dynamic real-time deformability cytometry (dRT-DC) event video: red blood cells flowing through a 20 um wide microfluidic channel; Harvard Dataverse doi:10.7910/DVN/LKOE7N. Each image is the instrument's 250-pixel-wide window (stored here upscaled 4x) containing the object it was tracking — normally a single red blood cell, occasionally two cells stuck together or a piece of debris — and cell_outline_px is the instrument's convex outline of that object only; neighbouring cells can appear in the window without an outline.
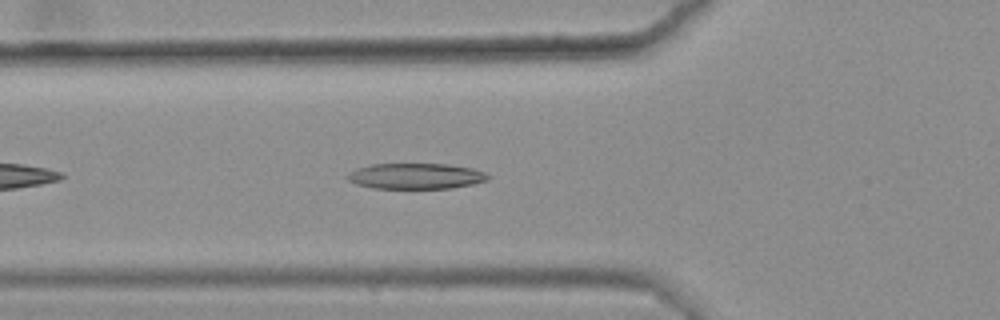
{"species": "common noctule bat (a hibernating species)", "species_latin": "Nyctalus noctula", "temperature_condition": "warm", "stored_images_in_passage": 9, "camera_frame_rate_fps": 3000, "um_per_image_px": 0.085, "animal": {"sex": "female", "body_mass_g": 25.1}, "frame": {"image": 1, "passage_image": 6, "time_ms": 1.667, "image_size_px": [1000, 320], "cell_outline_px": [[488, 180], [472, 184], [452, 188], [372, 188], [356, 184], [348, 180], [344, 176], [348, 172], [356, 168], [372, 164], [448, 164], [472, 168], [484, 172], [488, 176]], "centroid_in_image_um": [35.29, 14.96], "position_along_channel_um": 90.5, "area_um2": 21.1}}